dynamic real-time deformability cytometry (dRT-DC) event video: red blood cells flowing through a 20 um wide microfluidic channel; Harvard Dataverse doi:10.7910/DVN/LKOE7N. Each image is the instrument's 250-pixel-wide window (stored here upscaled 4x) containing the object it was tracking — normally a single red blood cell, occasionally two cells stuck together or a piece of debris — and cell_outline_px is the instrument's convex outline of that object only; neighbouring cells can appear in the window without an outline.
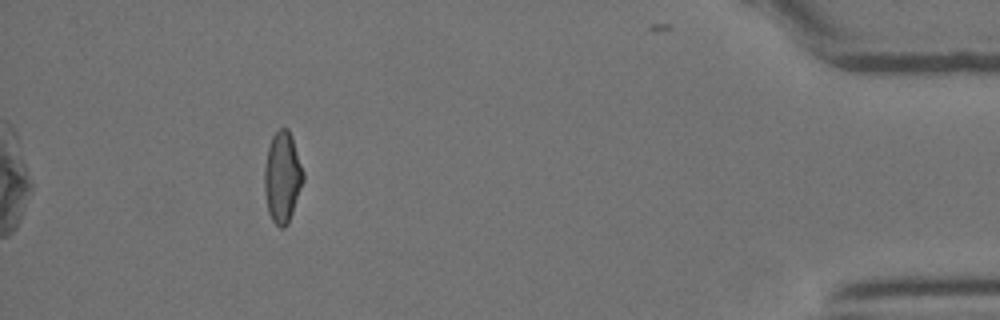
{"species": "Egyptian fruit bat (a non-hibernating species)", "species_latin": "Rousettus aegyptiacus", "temperature_condition": "room temperature", "stored_images_in_passage": 31, "camera_frame_rate_fps": 3000, "um_per_image_px": 0.085, "animal": {"sex": "female"}, "frame": {"image": 1, "passage_image": 31, "time_ms": 10.0, "image_size_px": [1000, 320], "cell_outline_px": [[304, 180], [288, 224], [284, 228], [280, 228], [272, 220], [268, 212], [264, 192], [264, 168], [268, 148], [272, 136], [280, 128], [288, 128], [292, 136], [304, 172]], "centroid_in_image_um": [24.0, 15.06], "position_along_channel_um": 411.2, "area_um2": 20.63}}